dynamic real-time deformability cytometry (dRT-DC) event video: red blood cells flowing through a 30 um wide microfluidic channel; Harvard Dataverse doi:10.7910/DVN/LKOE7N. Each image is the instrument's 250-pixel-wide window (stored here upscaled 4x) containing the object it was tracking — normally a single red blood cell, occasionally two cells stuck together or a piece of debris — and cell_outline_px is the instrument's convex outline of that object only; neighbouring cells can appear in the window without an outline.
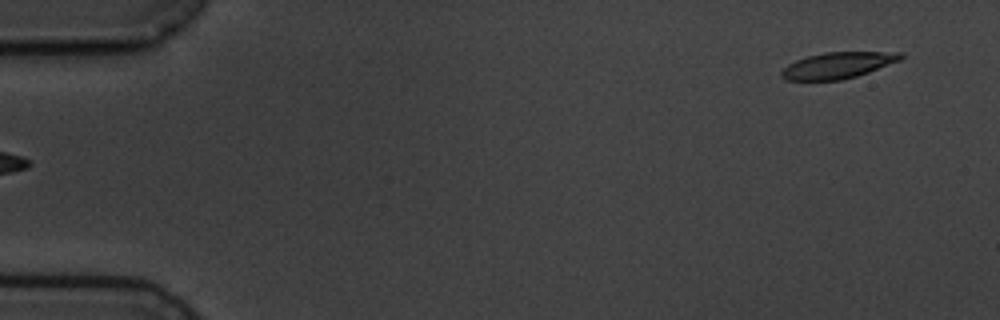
{"species": "common noctule bat (a hibernating species)", "species_latin": "Nyctalus noctula", "temperature_condition": "cold", "stored_images_in_passage": 7, "segment_of_instrument_passage": [2, 2], "camera_frame_rate_fps": 3000, "um_per_image_px": 0.085, "animal": {"sex": "male", "body_mass_g": 19.5, "forearm_length_mm": 54.6}, "frame": {"image": 1, "passage_image": 7, "time_ms": 6.667, "image_size_px": [1000, 320], "cell_outline_px": [[904, 56], [900, 60], [868, 72], [856, 76], [840, 80], [784, 80], [780, 76], [780, 72], [788, 64], [796, 60], [808, 56], [824, 52], [904, 52]], "centroid_in_image_um": [71.2, 5.55], "position_along_channel_um": 13.8, "area_um2": 18.15}}